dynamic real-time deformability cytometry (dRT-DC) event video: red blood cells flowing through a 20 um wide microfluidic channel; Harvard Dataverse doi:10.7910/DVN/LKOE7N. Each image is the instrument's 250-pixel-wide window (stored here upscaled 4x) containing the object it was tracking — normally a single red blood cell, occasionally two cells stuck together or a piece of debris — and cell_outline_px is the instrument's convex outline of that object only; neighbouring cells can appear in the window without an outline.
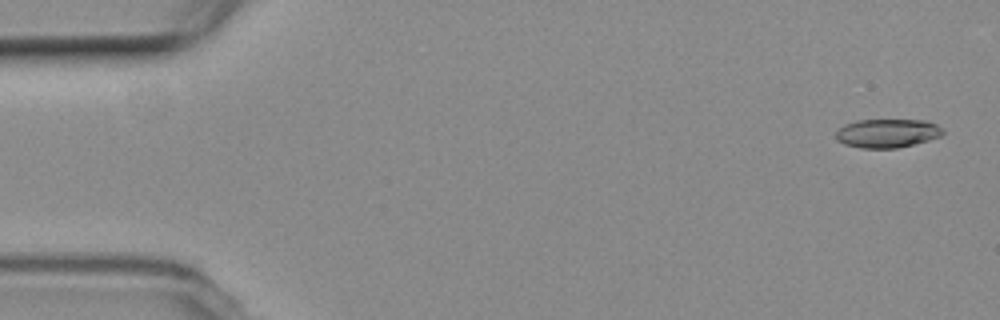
{"species": "common noctule bat (a hibernating species)", "species_latin": "Nyctalus noctula", "temperature_condition": "room temperature", "stored_images_in_passage": 4, "camera_frame_rate_fps": 3000, "um_per_image_px": 0.085, "animal": {"sex": "female", "body_mass_g": 19.3, "forearm_length_mm": 54.1}, "frame": {"image": 1, "passage_image": 1, "time_ms": 0.0, "image_size_px": [1000, 320], "cell_outline_px": [[944, 132], [940, 136], [928, 140], [896, 148], [860, 148], [844, 144], [836, 140], [836, 132], [844, 124], [856, 120], [928, 120], [936, 124]], "centroid_in_image_um": [75.39, 11.32], "position_along_channel_um": 9.6, "area_um2": 17.86}}
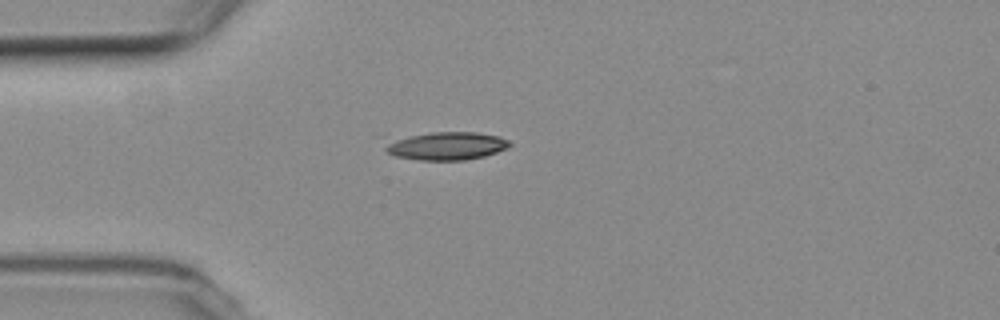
{"frame": {"image": 2, "passage_image": 4, "time_ms": 4.333, "image_size_px": [1000, 320], "cell_outline_px": [[512, 144], [508, 148], [484, 156], [464, 160], [420, 160], [396, 156], [388, 152], [384, 148], [384, 140], [432, 132], [476, 132], [500, 136], [508, 140]], "centroid_in_image_um": [37.93, 12.39], "position_along_channel_um": 47.1, "area_um2": 20.46}}